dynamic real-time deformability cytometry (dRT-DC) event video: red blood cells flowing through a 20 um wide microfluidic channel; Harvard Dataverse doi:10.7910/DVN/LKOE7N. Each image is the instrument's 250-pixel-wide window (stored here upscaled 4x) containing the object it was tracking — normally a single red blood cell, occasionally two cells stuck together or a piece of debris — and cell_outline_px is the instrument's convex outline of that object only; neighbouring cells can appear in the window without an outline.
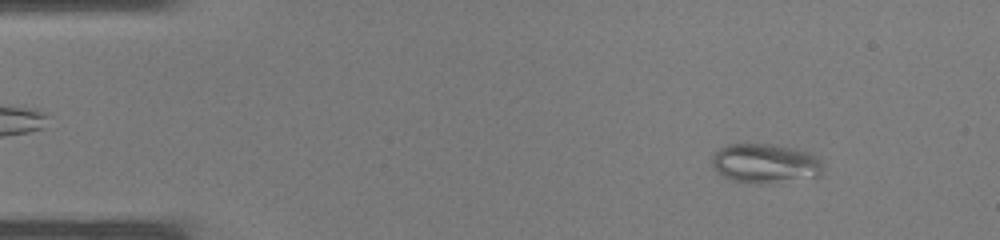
{"species": "common noctule bat (a hibernating species)", "species_latin": "Nyctalus noctula", "temperature_condition": "warm", "stored_images_in_passage": 37, "camera_frame_rate_fps": 3000, "um_per_image_px": 0.085, "animal": {"sex": "male", "body_mass_g": 19.0, "forearm_length_mm": 50.8}, "frame": {"image": 1, "passage_image": 4, "time_ms": 1.0, "image_size_px": [1000, 240], "cell_outline_px": [[820, 176], [772, 184], [760, 184], [732, 180], [724, 176], [712, 164], [712, 156], [720, 148], [728, 144], [776, 144], [796, 148], [808, 152], [816, 156], [820, 160]], "centroid_in_image_um": [65.06, 13.89], "position_along_channel_um": 19.9, "area_um2": 25.49}}
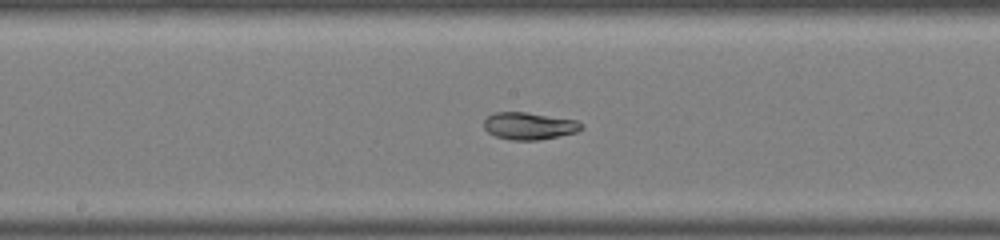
{"frame": {"image": 2, "passage_image": 19, "time_ms": 6.0, "image_size_px": [1000, 240], "cell_outline_px": [[584, 128], [576, 132], [536, 140], [512, 140], [496, 136], [488, 132], [484, 128], [484, 120], [492, 112], [528, 112], [576, 120], [584, 124]], "centroid_in_image_um": [44.97, 10.69], "position_along_channel_um": 203.2, "area_um2": 15.43}}
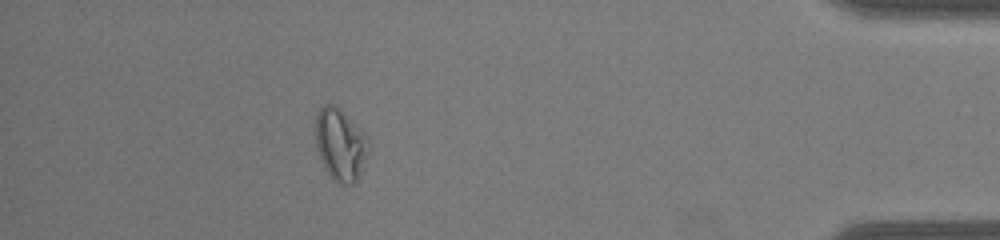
{"frame": {"image": 3, "passage_image": 33, "time_ms": 10.667, "image_size_px": [1000, 240], "cell_outline_px": [[368, 152], [360, 172], [356, 180], [352, 184], [340, 184], [324, 168], [316, 144], [316, 116], [320, 108], [324, 104], [332, 104], [368, 140]], "centroid_in_image_um": [28.89, 12.33], "position_along_channel_um": 406.3, "area_um2": 20.98}}